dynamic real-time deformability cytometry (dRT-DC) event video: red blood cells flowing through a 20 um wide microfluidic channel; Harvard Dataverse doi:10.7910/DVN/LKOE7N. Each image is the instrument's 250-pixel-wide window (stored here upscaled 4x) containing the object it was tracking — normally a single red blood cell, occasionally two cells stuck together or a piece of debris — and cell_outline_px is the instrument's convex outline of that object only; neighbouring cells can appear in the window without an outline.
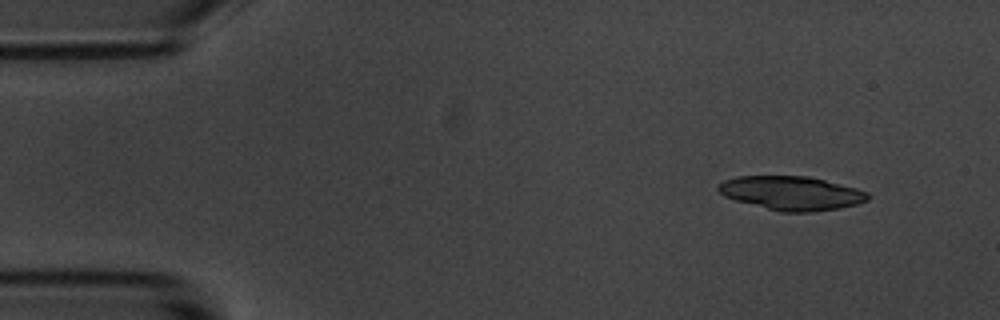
{"species": "common noctule bat (a hibernating species)", "species_latin": "Nyctalus noctula", "temperature_condition": "room temperature", "stored_images_in_passage": 3, "camera_frame_rate_fps": 3000, "um_per_image_px": 0.085, "animal": {"sex": "male", "body_mass_g": 20.1, "forearm_length_mm": 53.5}, "frame": {"image": 1, "passage_image": 1, "time_ms": 0.0, "image_size_px": [1000, 320], "cell_outline_px": [[868, 200], [856, 204], [840, 208], [812, 212], [780, 212], [736, 200], [724, 196], [716, 188], [724, 180], [736, 176], [808, 176], [856, 188], [868, 192]], "centroid_in_image_um": [67.27, 16.42], "position_along_channel_um": 17.7, "area_um2": 29.36}}